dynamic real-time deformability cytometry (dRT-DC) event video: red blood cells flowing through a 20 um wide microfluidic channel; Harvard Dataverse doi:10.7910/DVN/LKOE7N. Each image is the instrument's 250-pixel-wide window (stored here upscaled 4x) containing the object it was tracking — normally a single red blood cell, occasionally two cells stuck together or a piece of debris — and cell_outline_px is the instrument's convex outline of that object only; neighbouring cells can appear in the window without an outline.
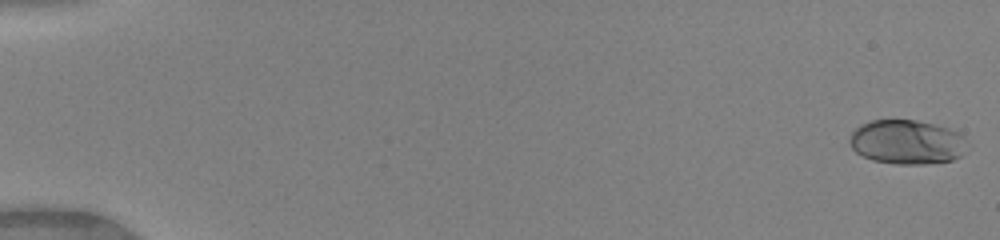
{"species": "human", "species_latin": "Homo sapiens", "temperature_condition": "warm", "stored_images_in_passage": 50, "camera_frame_rate_fps": 3000, "um_per_image_px": 0.085, "donor": {"sex": "female"}, "frame": {"image": 1, "passage_image": 1, "time_ms": 0.0, "image_size_px": [1000, 240], "cell_outline_px": [[972, 144], [960, 156], [952, 160], [924, 164], [896, 164], [872, 160], [856, 152], [852, 148], [848, 140], [852, 132], [860, 124], [872, 120], [916, 120], [948, 128], [956, 132]], "centroid_in_image_um": [77.1, 12.08], "position_along_channel_um": 7.9, "area_um2": 30.52}}
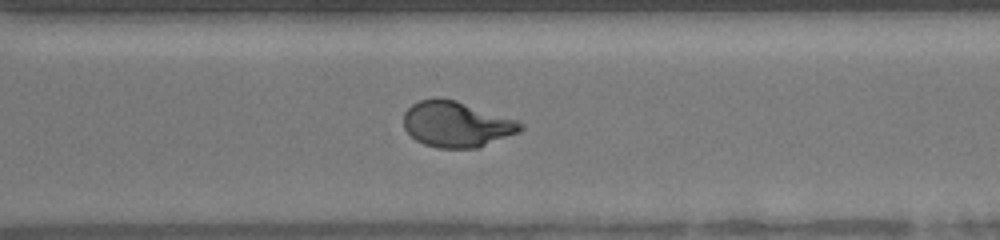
{"frame": {"image": 2, "passage_image": 37, "time_ms": 12.0, "image_size_px": [1000, 240], "cell_outline_px": [[524, 128], [516, 132], [476, 148], [436, 148], [424, 144], [416, 140], [404, 128], [404, 112], [412, 104], [420, 100], [436, 96], [440, 96], [456, 100], [520, 120], [524, 124]], "centroid_in_image_um": [38.79, 10.53], "position_along_channel_um": 331.8, "area_um2": 31.27}}
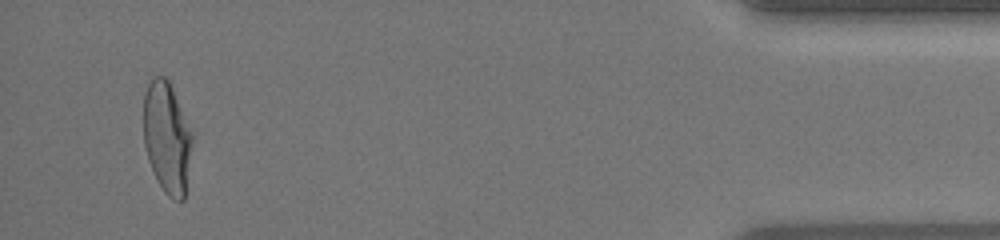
{"frame": {"image": 3, "passage_image": 48, "time_ms": 15.667, "image_size_px": [1000, 240], "cell_outline_px": [[192, 140], [184, 200], [172, 200], [164, 192], [156, 180], [148, 160], [144, 148], [144, 96], [148, 84], [152, 76], [164, 76], [168, 80], [172, 88], [192, 132]], "centroid_in_image_um": [14.17, 11.71], "position_along_channel_um": 421.0, "area_um2": 31.44}, "authors_computed_cell_mechanics": {"area_um2": 30.7496, "velocity_mm_per_s": 4.1393, "shape_relaxation_time_tau1_ms": 4.5417, "shape_relaxation_time_tau2_ms": null, "deformation_change_tau1": 0.1927, "deformation_change_tau2": null}}